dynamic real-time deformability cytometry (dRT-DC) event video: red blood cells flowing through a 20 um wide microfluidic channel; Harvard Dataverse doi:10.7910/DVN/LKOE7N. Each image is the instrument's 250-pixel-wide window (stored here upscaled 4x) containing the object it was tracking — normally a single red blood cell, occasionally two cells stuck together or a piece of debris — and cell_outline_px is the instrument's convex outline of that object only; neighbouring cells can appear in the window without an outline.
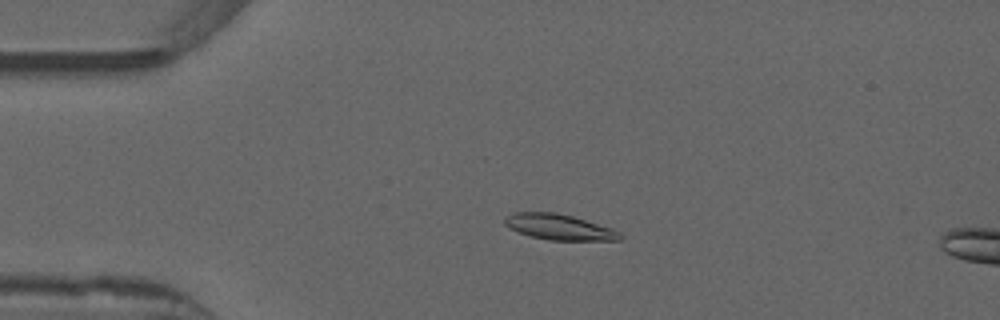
{"species": "common noctule bat (a hibernating species)", "species_latin": "Nyctalus noctula", "temperature_condition": "warm", "stored_images_in_passage": 53, "camera_frame_rate_fps": 3000, "um_per_image_px": 0.085, "animal": {"sex": "male", "forearm_length_mm": 52.5}, "frame": {"image": 1, "passage_image": 11, "time_ms": 3.333, "image_size_px": [1000, 320], "cell_outline_px": [[624, 236], [620, 240], [548, 240], [516, 232], [508, 228], [504, 224], [504, 216], [512, 212], [556, 212], [572, 216], [612, 228], [620, 232]], "centroid_in_image_um": [47.49, 19.29], "position_along_channel_um": 37.5, "area_um2": 17.4}}
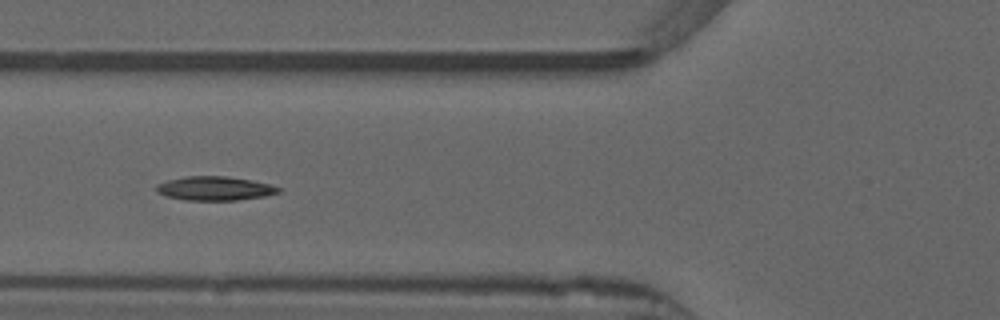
{"frame": {"image": 2, "passage_image": 19, "time_ms": 6.0, "image_size_px": [1000, 320], "cell_outline_px": [[280, 192], [264, 196], [236, 200], [184, 200], [164, 196], [156, 192], [156, 184], [168, 180], [184, 176], [228, 176], [252, 180], [272, 184], [280, 188]], "centroid_in_image_um": [18.23, 16.01], "position_along_channel_um": 107.6, "area_um2": 17.22}}
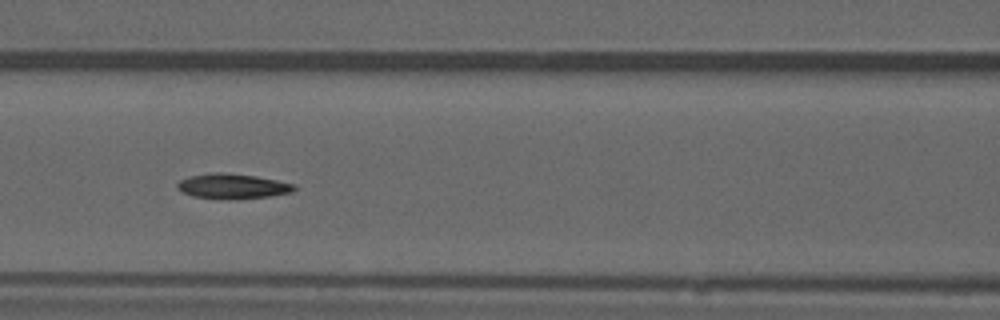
{"frame": {"image": 3, "passage_image": 22, "time_ms": 7.0, "image_size_px": [1000, 320], "cell_outline_px": [[296, 188], [292, 192], [268, 196], [192, 196], [176, 188], [176, 184], [180, 180], [188, 176], [212, 172], [224, 172], [256, 176], [276, 180], [292, 184]], "centroid_in_image_um": [19.72, 15.76], "position_along_channel_um": 146.9, "area_um2": 15.95}}